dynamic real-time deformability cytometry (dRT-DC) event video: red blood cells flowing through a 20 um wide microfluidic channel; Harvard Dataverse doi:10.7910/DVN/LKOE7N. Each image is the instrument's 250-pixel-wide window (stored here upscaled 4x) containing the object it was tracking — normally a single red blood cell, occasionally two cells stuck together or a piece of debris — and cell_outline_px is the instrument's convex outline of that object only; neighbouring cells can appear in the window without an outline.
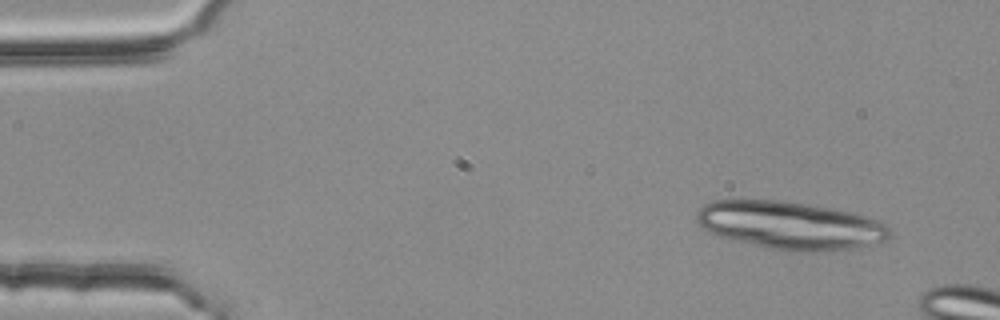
{"species": "common noctule bat (a hibernating species)", "species_latin": "Nyctalus noctula", "temperature_condition": "room temperature", "stored_images_in_passage": 3, "camera_frame_rate_fps": 3000, "um_per_image_px": 0.085, "animal": {"sex": "female", "body_mass_g": 25.1}, "frame": {"image": 1, "passage_image": 1, "time_ms": 0.0, "image_size_px": [1000, 320], "cell_outline_px": [[892, 236], [888, 240], [852, 248], [820, 252], [788, 252], [768, 248], [720, 236], [704, 228], [696, 220], [696, 212], [704, 204], [712, 200], [776, 200], [804, 204], [852, 212], [868, 216], [880, 220], [892, 232]], "centroid_in_image_um": [67.21, 19.16], "position_along_channel_um": 17.8, "area_um2": 53.81}}